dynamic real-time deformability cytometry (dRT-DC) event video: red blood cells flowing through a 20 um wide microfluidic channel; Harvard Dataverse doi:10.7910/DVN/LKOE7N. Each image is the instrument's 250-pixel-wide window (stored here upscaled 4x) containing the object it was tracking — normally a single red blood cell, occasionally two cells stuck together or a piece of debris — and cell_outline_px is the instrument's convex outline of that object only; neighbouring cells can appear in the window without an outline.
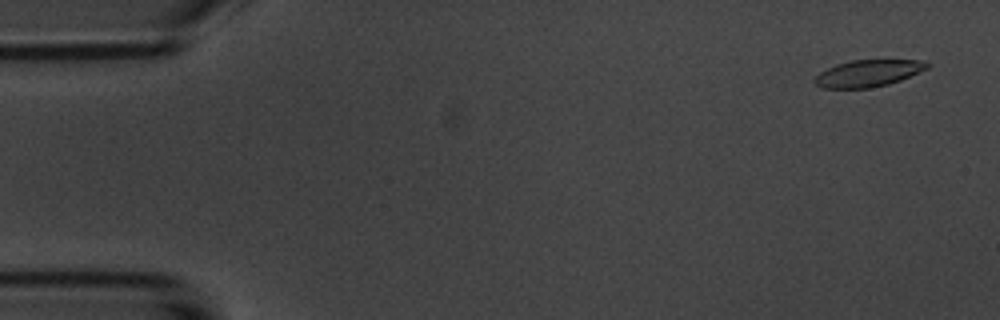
{"species": "common noctule bat (a hibernating species)", "species_latin": "Nyctalus noctula", "temperature_condition": "room temperature", "stored_images_in_passage": 55, "camera_frame_rate_fps": 3000, "um_per_image_px": 0.085, "animal": {"sex": "male", "body_mass_g": 20.1, "forearm_length_mm": 53.5}, "frame": {"image": 1, "passage_image": 3, "time_ms": 0.667, "image_size_px": [1000, 320], "cell_outline_px": [[932, 64], [928, 68], [900, 80], [888, 84], [868, 88], [820, 88], [812, 80], [820, 72], [836, 64], [852, 60], [920, 60]], "centroid_in_image_um": [73.77, 6.23], "position_along_channel_um": 11.2, "area_um2": 17.51}}
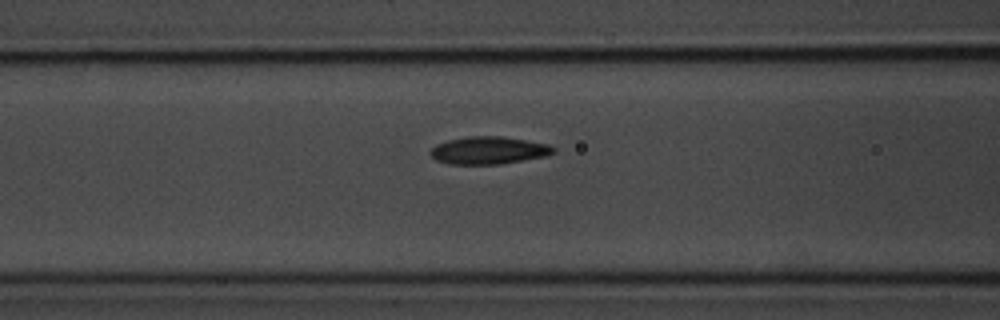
{"frame": {"image": 2, "passage_image": 22, "time_ms": 7.0, "image_size_px": [1000, 320], "cell_outline_px": [[556, 152], [544, 156], [500, 164], [448, 164], [436, 160], [428, 152], [436, 144], [448, 140], [468, 136], [500, 136], [548, 144], [556, 148]], "centroid_in_image_um": [41.51, 12.78], "position_along_channel_um": 125.1, "area_um2": 19.65}}
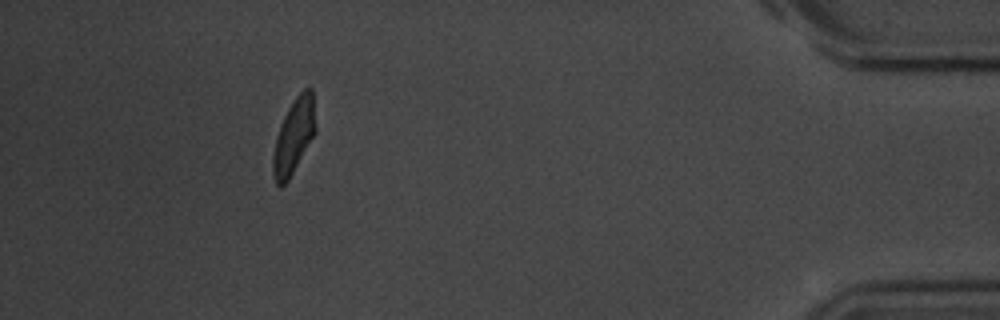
{"frame": {"image": 3, "passage_image": 50, "time_ms": 16.333, "image_size_px": [1000, 320], "cell_outline_px": [[316, 132], [288, 180], [280, 188], [276, 184], [272, 172], [272, 156], [276, 136], [280, 124], [288, 108], [296, 96], [308, 84], [312, 88], [316, 128]], "centroid_in_image_um": [24.97, 11.55], "position_along_channel_um": 410.2, "area_um2": 18.73}, "authors_computed_cell_mechanics": {"area_um2": 19.2474, "velocity_mm_per_s": 3.6779, "shape_relaxation_time_tau1_ms": 2.5075, "shape_relaxation_time_tau2_ms": 1.9955, "deformation_change_tau1": 0.139, "deformation_change_tau2": 0.0853}}